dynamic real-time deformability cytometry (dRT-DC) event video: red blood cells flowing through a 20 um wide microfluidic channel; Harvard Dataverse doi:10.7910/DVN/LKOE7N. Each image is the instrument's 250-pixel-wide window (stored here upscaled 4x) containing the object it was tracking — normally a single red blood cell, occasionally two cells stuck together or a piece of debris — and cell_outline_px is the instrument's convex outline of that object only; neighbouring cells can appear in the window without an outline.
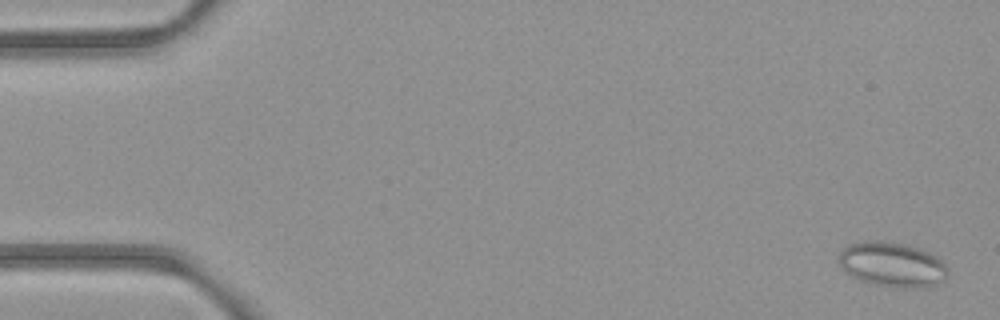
{"species": "common noctule bat (a hibernating species)", "species_latin": "Nyctalus noctula", "temperature_condition": "room temperature", "stored_images_in_passage": 6, "camera_frame_rate_fps": 3000, "um_per_image_px": 0.085, "animal": {"sex": "female", "body_mass_g": 21.9}, "frame": {"image": 1, "passage_image": 6, "time_ms": 6.0, "image_size_px": [1000, 320], "cell_outline_px": [[948, 276], [940, 284], [928, 288], [896, 288], [868, 284], [844, 272], [840, 264], [840, 252], [848, 244], [868, 240], [880, 240], [904, 244], [928, 252], [936, 256], [948, 268]], "centroid_in_image_um": [75.85, 22.52], "position_along_channel_um": 9.1, "area_um2": 28.9}}